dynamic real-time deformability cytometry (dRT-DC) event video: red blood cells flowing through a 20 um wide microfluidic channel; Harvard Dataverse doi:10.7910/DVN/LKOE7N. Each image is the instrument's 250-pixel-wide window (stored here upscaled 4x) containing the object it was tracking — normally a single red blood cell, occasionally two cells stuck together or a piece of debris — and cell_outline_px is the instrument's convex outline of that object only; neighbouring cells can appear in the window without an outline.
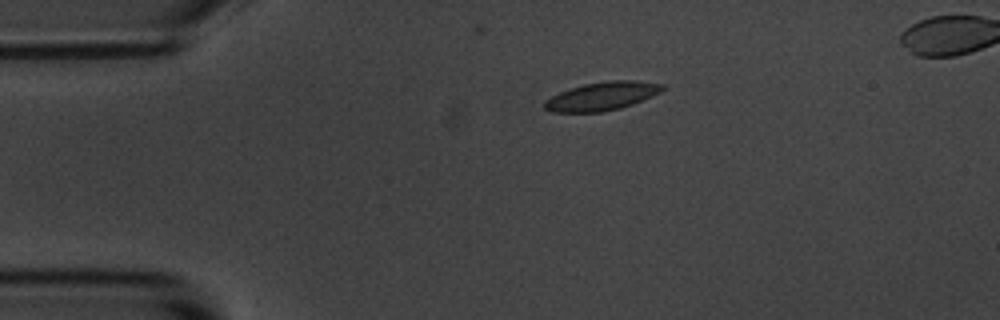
{"species": "common noctule bat (a hibernating species)", "species_latin": "Nyctalus noctula", "temperature_condition": "room temperature", "stored_images_in_passage": 2, "camera_frame_rate_fps": 3000, "um_per_image_px": 0.085, "animal": {"sex": "male", "body_mass_g": 20.1, "forearm_length_mm": 53.5}, "frame": {"image": 1, "passage_image": 1, "time_ms": 0.0, "image_size_px": [1000, 320], "cell_outline_px": [[664, 88], [660, 92], [652, 96], [632, 104], [620, 108], [600, 112], [552, 112], [544, 108], [544, 100], [560, 92], [584, 84], [608, 80], [632, 80], [664, 84]], "centroid_in_image_um": [51.16, 8.17], "position_along_channel_um": 33.8, "area_um2": 19.36}}